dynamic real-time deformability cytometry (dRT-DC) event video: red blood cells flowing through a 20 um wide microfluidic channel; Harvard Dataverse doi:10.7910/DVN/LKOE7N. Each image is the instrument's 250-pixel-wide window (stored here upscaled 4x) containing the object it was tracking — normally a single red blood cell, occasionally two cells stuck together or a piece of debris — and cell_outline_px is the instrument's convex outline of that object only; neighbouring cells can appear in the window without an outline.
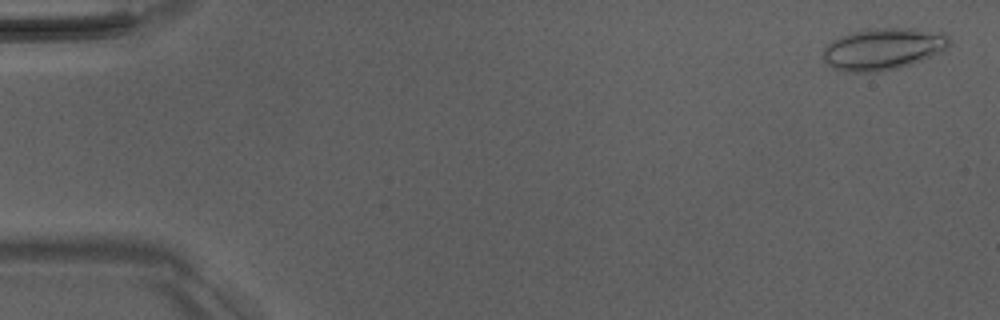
{"species": "Egyptian fruit bat (a non-hibernating species)", "species_latin": "Rousettus aegyptiacus", "temperature_condition": "room temperature", "stored_images_in_passage": 4, "camera_frame_rate_fps": 3000, "um_per_image_px": 0.085, "animal": {"sex": "male"}, "frame": {"image": 1, "passage_image": 1, "time_ms": 0.0, "image_size_px": [1000, 320], "cell_outline_px": [[952, 44], [948, 48], [940, 52], [920, 60], [896, 68], [880, 72], [848, 72], [832, 68], [824, 60], [824, 48], [832, 40], [840, 36], [852, 32], [868, 28], [912, 28], [944, 32], [952, 40]], "centroid_in_image_um": [75.09, 4.14], "position_along_channel_um": 9.9, "area_um2": 30.87}}